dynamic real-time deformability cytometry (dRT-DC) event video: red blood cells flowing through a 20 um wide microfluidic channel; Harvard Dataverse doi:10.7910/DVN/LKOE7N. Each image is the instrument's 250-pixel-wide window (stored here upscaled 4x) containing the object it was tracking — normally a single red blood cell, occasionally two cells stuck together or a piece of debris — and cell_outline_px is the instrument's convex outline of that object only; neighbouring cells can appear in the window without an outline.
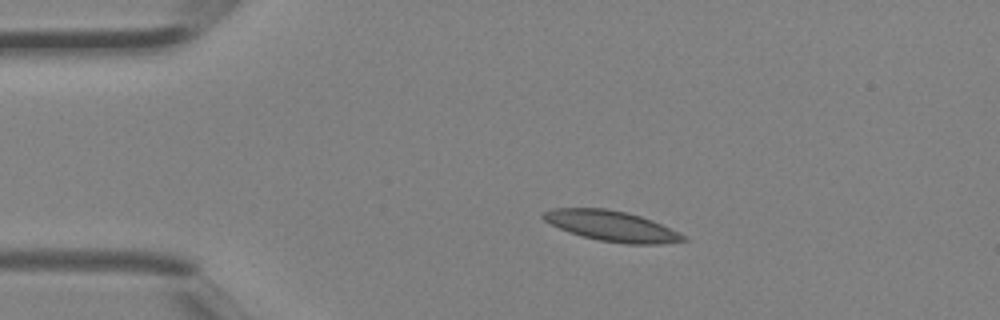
{"species": "Egyptian fruit bat (a non-hibernating species)", "species_latin": "Rousettus aegyptiacus", "temperature_condition": "room temperature", "stored_images_in_passage": 3, "camera_frame_rate_fps": 3000, "um_per_image_px": 0.085, "animal": {"sex": "female"}, "frame": {"image": 1, "passage_image": 1, "time_ms": 0.0, "image_size_px": [1000, 320], "cell_outline_px": [[688, 240], [660, 244], [628, 244], [600, 240], [584, 236], [560, 228], [544, 220], [540, 216], [540, 212], [552, 208], [604, 208], [628, 212], [652, 220], [688, 236]], "centroid_in_image_um": [52.01, 19.2], "position_along_channel_um": 33.0, "area_um2": 24.74}}
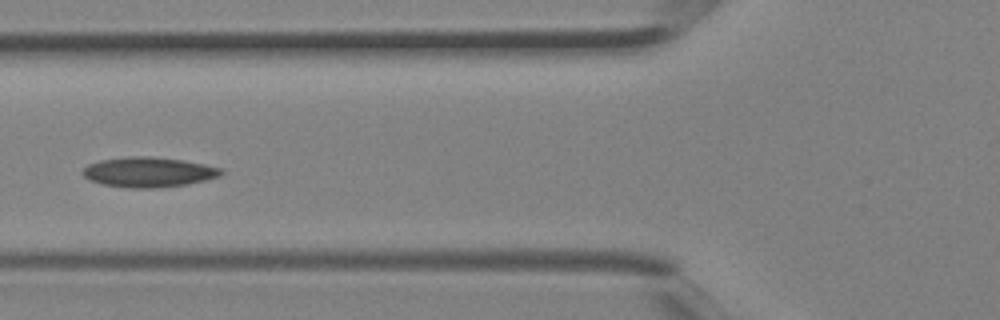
{"frame": {"image": 2, "passage_image": 3, "time_ms": 0.667, "image_size_px": [1000, 320], "cell_outline_px": [[224, 172], [220, 176], [188, 184], [156, 188], [132, 188], [104, 184], [88, 180], [80, 172], [88, 164], [100, 160], [124, 156], [152, 156], [184, 160], [224, 168]], "centroid_in_image_um": [12.63, 14.62], "position_along_channel_um": 113.2, "area_um2": 24.45}}